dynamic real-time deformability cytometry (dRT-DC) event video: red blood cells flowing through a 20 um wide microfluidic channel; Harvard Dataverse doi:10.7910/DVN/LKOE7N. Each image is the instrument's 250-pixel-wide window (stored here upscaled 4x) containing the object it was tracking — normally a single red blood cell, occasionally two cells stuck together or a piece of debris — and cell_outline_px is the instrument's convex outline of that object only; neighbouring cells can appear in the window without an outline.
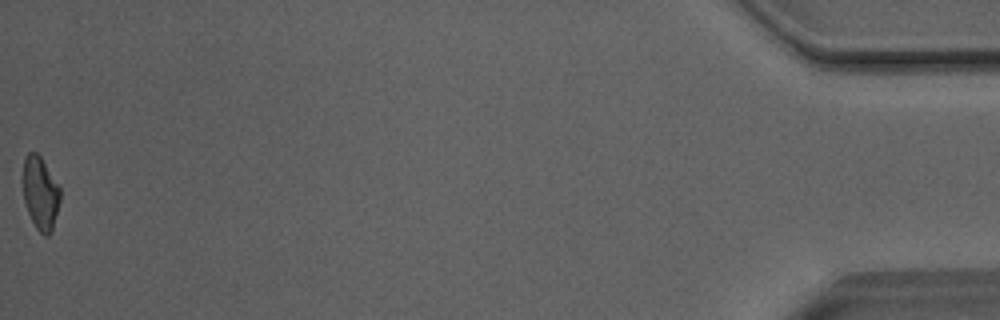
{"species": "Egyptian fruit bat (a non-hibernating species)", "species_latin": "Rousettus aegyptiacus", "temperature_condition": "room temperature", "stored_images_in_passage": 48, "camera_frame_rate_fps": 3000, "um_per_image_px": 0.085, "animal": {"sex": "male"}, "frame": {"image": 1, "passage_image": 48, "time_ms": 15.667, "image_size_px": [1000, 320], "cell_outline_px": [[60, 200], [52, 228], [48, 236], [44, 236], [36, 228], [28, 212], [24, 200], [20, 180], [24, 156], [28, 152], [36, 152], [40, 156], [60, 184]], "centroid_in_image_um": [3.39, 16.34], "position_along_channel_um": 431.8, "area_um2": 16.36}, "authors_computed_cell_mechanics": {"area_um2": 17.1666, "velocity_mm_per_s": 4.0593, "shape_relaxation_time_tau1_ms": 7.5253, "shape_relaxation_time_tau2_ms": 1.7556, "deformation_change_tau1": 0.1734, "deformation_change_tau2": 0.0955}}